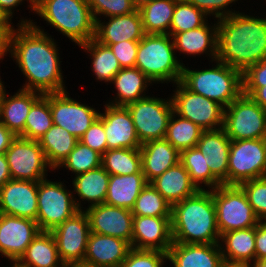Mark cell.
Instances as JSON below:
<instances>
[{"label": "cell", "instance_id": "1", "mask_svg": "<svg viewBox=\"0 0 266 267\" xmlns=\"http://www.w3.org/2000/svg\"><path fill=\"white\" fill-rule=\"evenodd\" d=\"M18 22L11 36L10 58L26 78L20 88L42 94L66 91L57 39L31 17L20 15Z\"/></svg>", "mask_w": 266, "mask_h": 267}, {"label": "cell", "instance_id": "2", "mask_svg": "<svg viewBox=\"0 0 266 267\" xmlns=\"http://www.w3.org/2000/svg\"><path fill=\"white\" fill-rule=\"evenodd\" d=\"M249 12L217 19V60L242 73L266 58V13Z\"/></svg>", "mask_w": 266, "mask_h": 267}, {"label": "cell", "instance_id": "3", "mask_svg": "<svg viewBox=\"0 0 266 267\" xmlns=\"http://www.w3.org/2000/svg\"><path fill=\"white\" fill-rule=\"evenodd\" d=\"M171 232L173 242L176 243L220 242L211 190H198L194 195L172 205Z\"/></svg>", "mask_w": 266, "mask_h": 267}, {"label": "cell", "instance_id": "4", "mask_svg": "<svg viewBox=\"0 0 266 267\" xmlns=\"http://www.w3.org/2000/svg\"><path fill=\"white\" fill-rule=\"evenodd\" d=\"M34 14L75 46L95 37L96 21L88 0H40L34 6Z\"/></svg>", "mask_w": 266, "mask_h": 267}, {"label": "cell", "instance_id": "5", "mask_svg": "<svg viewBox=\"0 0 266 267\" xmlns=\"http://www.w3.org/2000/svg\"><path fill=\"white\" fill-rule=\"evenodd\" d=\"M185 65L180 82L188 90L211 99L224 108L243 93L242 72L238 69L217 59L209 61V68L205 69L189 68V64Z\"/></svg>", "mask_w": 266, "mask_h": 267}, {"label": "cell", "instance_id": "6", "mask_svg": "<svg viewBox=\"0 0 266 267\" xmlns=\"http://www.w3.org/2000/svg\"><path fill=\"white\" fill-rule=\"evenodd\" d=\"M154 84H176L181 80L183 64L169 34H145L139 41L136 64Z\"/></svg>", "mask_w": 266, "mask_h": 267}, {"label": "cell", "instance_id": "7", "mask_svg": "<svg viewBox=\"0 0 266 267\" xmlns=\"http://www.w3.org/2000/svg\"><path fill=\"white\" fill-rule=\"evenodd\" d=\"M64 182L65 180L54 181L48 177L38 182L36 222L41 231L51 232L79 211L74 202L71 184L68 185L71 189H68Z\"/></svg>", "mask_w": 266, "mask_h": 267}, {"label": "cell", "instance_id": "8", "mask_svg": "<svg viewBox=\"0 0 266 267\" xmlns=\"http://www.w3.org/2000/svg\"><path fill=\"white\" fill-rule=\"evenodd\" d=\"M220 235L248 229L259 224L243 189L238 185H220L211 190Z\"/></svg>", "mask_w": 266, "mask_h": 267}, {"label": "cell", "instance_id": "9", "mask_svg": "<svg viewBox=\"0 0 266 267\" xmlns=\"http://www.w3.org/2000/svg\"><path fill=\"white\" fill-rule=\"evenodd\" d=\"M126 107L131 114L141 144L165 138L168 121L173 113L170 95L162 98L150 94L143 99L129 103Z\"/></svg>", "mask_w": 266, "mask_h": 267}, {"label": "cell", "instance_id": "10", "mask_svg": "<svg viewBox=\"0 0 266 267\" xmlns=\"http://www.w3.org/2000/svg\"><path fill=\"white\" fill-rule=\"evenodd\" d=\"M170 97L173 112L190 120L204 131L223 128L225 108L211 99L188 90L180 81L174 84Z\"/></svg>", "mask_w": 266, "mask_h": 267}, {"label": "cell", "instance_id": "11", "mask_svg": "<svg viewBox=\"0 0 266 267\" xmlns=\"http://www.w3.org/2000/svg\"><path fill=\"white\" fill-rule=\"evenodd\" d=\"M223 129L233 141L263 138L266 110L242 93L225 108Z\"/></svg>", "mask_w": 266, "mask_h": 267}, {"label": "cell", "instance_id": "12", "mask_svg": "<svg viewBox=\"0 0 266 267\" xmlns=\"http://www.w3.org/2000/svg\"><path fill=\"white\" fill-rule=\"evenodd\" d=\"M266 176V146L263 138L230 143L227 185Z\"/></svg>", "mask_w": 266, "mask_h": 267}, {"label": "cell", "instance_id": "13", "mask_svg": "<svg viewBox=\"0 0 266 267\" xmlns=\"http://www.w3.org/2000/svg\"><path fill=\"white\" fill-rule=\"evenodd\" d=\"M12 179L39 182L56 173L48 164L38 140L16 136L5 152Z\"/></svg>", "mask_w": 266, "mask_h": 267}, {"label": "cell", "instance_id": "14", "mask_svg": "<svg viewBox=\"0 0 266 267\" xmlns=\"http://www.w3.org/2000/svg\"><path fill=\"white\" fill-rule=\"evenodd\" d=\"M81 101L72 98L67 90L50 93L53 124L64 128L78 140L100 114V109Z\"/></svg>", "mask_w": 266, "mask_h": 267}, {"label": "cell", "instance_id": "15", "mask_svg": "<svg viewBox=\"0 0 266 267\" xmlns=\"http://www.w3.org/2000/svg\"><path fill=\"white\" fill-rule=\"evenodd\" d=\"M51 233L63 263H83L90 234L89 219L84 210L76 212Z\"/></svg>", "mask_w": 266, "mask_h": 267}, {"label": "cell", "instance_id": "16", "mask_svg": "<svg viewBox=\"0 0 266 267\" xmlns=\"http://www.w3.org/2000/svg\"><path fill=\"white\" fill-rule=\"evenodd\" d=\"M40 231L35 220L0 213V255L17 261Z\"/></svg>", "mask_w": 266, "mask_h": 267}, {"label": "cell", "instance_id": "17", "mask_svg": "<svg viewBox=\"0 0 266 267\" xmlns=\"http://www.w3.org/2000/svg\"><path fill=\"white\" fill-rule=\"evenodd\" d=\"M105 104V105H104ZM99 118L103 121L107 150L135 149L141 143L137 137L131 114L126 106H114L103 103Z\"/></svg>", "mask_w": 266, "mask_h": 267}, {"label": "cell", "instance_id": "18", "mask_svg": "<svg viewBox=\"0 0 266 267\" xmlns=\"http://www.w3.org/2000/svg\"><path fill=\"white\" fill-rule=\"evenodd\" d=\"M38 182L10 179L0 188V213L37 218Z\"/></svg>", "mask_w": 266, "mask_h": 267}, {"label": "cell", "instance_id": "19", "mask_svg": "<svg viewBox=\"0 0 266 267\" xmlns=\"http://www.w3.org/2000/svg\"><path fill=\"white\" fill-rule=\"evenodd\" d=\"M84 211L89 219L90 232L118 237L131 244L133 233L131 210L102 203Z\"/></svg>", "mask_w": 266, "mask_h": 267}, {"label": "cell", "instance_id": "20", "mask_svg": "<svg viewBox=\"0 0 266 267\" xmlns=\"http://www.w3.org/2000/svg\"><path fill=\"white\" fill-rule=\"evenodd\" d=\"M213 20L214 23L208 20L201 27L176 33L172 37L176 54L183 65V60L179 57L181 54L184 59L185 56L196 58V56L202 57L203 55L209 61L217 59L218 22L217 19Z\"/></svg>", "mask_w": 266, "mask_h": 267}, {"label": "cell", "instance_id": "21", "mask_svg": "<svg viewBox=\"0 0 266 267\" xmlns=\"http://www.w3.org/2000/svg\"><path fill=\"white\" fill-rule=\"evenodd\" d=\"M172 244L171 217L133 216L132 248L168 253Z\"/></svg>", "mask_w": 266, "mask_h": 267}, {"label": "cell", "instance_id": "22", "mask_svg": "<svg viewBox=\"0 0 266 267\" xmlns=\"http://www.w3.org/2000/svg\"><path fill=\"white\" fill-rule=\"evenodd\" d=\"M107 20V21H106ZM145 36L139 10L96 20L94 39L110 46L122 41H140Z\"/></svg>", "mask_w": 266, "mask_h": 267}, {"label": "cell", "instance_id": "23", "mask_svg": "<svg viewBox=\"0 0 266 267\" xmlns=\"http://www.w3.org/2000/svg\"><path fill=\"white\" fill-rule=\"evenodd\" d=\"M131 248L124 239L90 232L83 263L91 267H120Z\"/></svg>", "mask_w": 266, "mask_h": 267}, {"label": "cell", "instance_id": "24", "mask_svg": "<svg viewBox=\"0 0 266 267\" xmlns=\"http://www.w3.org/2000/svg\"><path fill=\"white\" fill-rule=\"evenodd\" d=\"M167 254L168 262L172 267H221L224 261L219 243L173 242Z\"/></svg>", "mask_w": 266, "mask_h": 267}, {"label": "cell", "instance_id": "25", "mask_svg": "<svg viewBox=\"0 0 266 267\" xmlns=\"http://www.w3.org/2000/svg\"><path fill=\"white\" fill-rule=\"evenodd\" d=\"M110 84V86L115 88V91L112 90L113 93H115L112 94L113 97H111V99L109 98L105 103L114 106H126L131 102L149 96L150 93L148 91L152 88L151 85L153 86L154 82L137 67H131L121 68L113 77Z\"/></svg>", "mask_w": 266, "mask_h": 267}, {"label": "cell", "instance_id": "26", "mask_svg": "<svg viewBox=\"0 0 266 267\" xmlns=\"http://www.w3.org/2000/svg\"><path fill=\"white\" fill-rule=\"evenodd\" d=\"M110 174L102 167L72 177L74 202L78 210L104 203ZM78 196V197H77ZM83 201V202H82ZM88 203L87 207H83Z\"/></svg>", "mask_w": 266, "mask_h": 267}, {"label": "cell", "instance_id": "27", "mask_svg": "<svg viewBox=\"0 0 266 267\" xmlns=\"http://www.w3.org/2000/svg\"><path fill=\"white\" fill-rule=\"evenodd\" d=\"M231 140L223 128L201 133L196 147L207 154V164L211 174L222 184L227 185L228 158Z\"/></svg>", "mask_w": 266, "mask_h": 267}, {"label": "cell", "instance_id": "28", "mask_svg": "<svg viewBox=\"0 0 266 267\" xmlns=\"http://www.w3.org/2000/svg\"><path fill=\"white\" fill-rule=\"evenodd\" d=\"M7 91L0 110V122L15 136L25 127L26 118L32 105L43 95L40 92L19 88L13 95Z\"/></svg>", "mask_w": 266, "mask_h": 267}, {"label": "cell", "instance_id": "29", "mask_svg": "<svg viewBox=\"0 0 266 267\" xmlns=\"http://www.w3.org/2000/svg\"><path fill=\"white\" fill-rule=\"evenodd\" d=\"M140 152L142 172L148 183L180 162V152L165 138L143 143Z\"/></svg>", "mask_w": 266, "mask_h": 267}, {"label": "cell", "instance_id": "30", "mask_svg": "<svg viewBox=\"0 0 266 267\" xmlns=\"http://www.w3.org/2000/svg\"><path fill=\"white\" fill-rule=\"evenodd\" d=\"M150 183L171 205L194 195L198 191L191 182L188 171L180 162L167 169Z\"/></svg>", "mask_w": 266, "mask_h": 267}, {"label": "cell", "instance_id": "31", "mask_svg": "<svg viewBox=\"0 0 266 267\" xmlns=\"http://www.w3.org/2000/svg\"><path fill=\"white\" fill-rule=\"evenodd\" d=\"M147 183L143 173L110 175L104 203L131 210L138 195Z\"/></svg>", "mask_w": 266, "mask_h": 267}, {"label": "cell", "instance_id": "32", "mask_svg": "<svg viewBox=\"0 0 266 267\" xmlns=\"http://www.w3.org/2000/svg\"><path fill=\"white\" fill-rule=\"evenodd\" d=\"M223 260L227 262H255V227L223 233L219 242Z\"/></svg>", "mask_w": 266, "mask_h": 267}, {"label": "cell", "instance_id": "33", "mask_svg": "<svg viewBox=\"0 0 266 267\" xmlns=\"http://www.w3.org/2000/svg\"><path fill=\"white\" fill-rule=\"evenodd\" d=\"M22 267H62L51 232L40 231L17 260Z\"/></svg>", "mask_w": 266, "mask_h": 267}, {"label": "cell", "instance_id": "34", "mask_svg": "<svg viewBox=\"0 0 266 267\" xmlns=\"http://www.w3.org/2000/svg\"><path fill=\"white\" fill-rule=\"evenodd\" d=\"M79 48L88 54L87 58L91 60V71L97 82H103L110 85L113 77L121 69L118 59L113 54L110 47L100 44L95 39H91Z\"/></svg>", "mask_w": 266, "mask_h": 267}, {"label": "cell", "instance_id": "35", "mask_svg": "<svg viewBox=\"0 0 266 267\" xmlns=\"http://www.w3.org/2000/svg\"><path fill=\"white\" fill-rule=\"evenodd\" d=\"M78 141L71 133L55 124L38 140L48 164L54 171L70 154Z\"/></svg>", "mask_w": 266, "mask_h": 267}, {"label": "cell", "instance_id": "36", "mask_svg": "<svg viewBox=\"0 0 266 267\" xmlns=\"http://www.w3.org/2000/svg\"><path fill=\"white\" fill-rule=\"evenodd\" d=\"M207 157L196 146L180 152V163L188 171L191 182L198 190H212L222 185L211 174Z\"/></svg>", "mask_w": 266, "mask_h": 267}, {"label": "cell", "instance_id": "37", "mask_svg": "<svg viewBox=\"0 0 266 267\" xmlns=\"http://www.w3.org/2000/svg\"><path fill=\"white\" fill-rule=\"evenodd\" d=\"M178 0H153L139 9L145 34H169Z\"/></svg>", "mask_w": 266, "mask_h": 267}, {"label": "cell", "instance_id": "38", "mask_svg": "<svg viewBox=\"0 0 266 267\" xmlns=\"http://www.w3.org/2000/svg\"><path fill=\"white\" fill-rule=\"evenodd\" d=\"M102 167L110 175L143 173L140 148L107 150L102 155Z\"/></svg>", "mask_w": 266, "mask_h": 267}, {"label": "cell", "instance_id": "39", "mask_svg": "<svg viewBox=\"0 0 266 267\" xmlns=\"http://www.w3.org/2000/svg\"><path fill=\"white\" fill-rule=\"evenodd\" d=\"M204 130L174 112L171 114L165 139L179 152L195 147Z\"/></svg>", "mask_w": 266, "mask_h": 267}, {"label": "cell", "instance_id": "40", "mask_svg": "<svg viewBox=\"0 0 266 267\" xmlns=\"http://www.w3.org/2000/svg\"><path fill=\"white\" fill-rule=\"evenodd\" d=\"M53 126L50 93L43 94L31 107L20 137L39 140Z\"/></svg>", "mask_w": 266, "mask_h": 267}, {"label": "cell", "instance_id": "41", "mask_svg": "<svg viewBox=\"0 0 266 267\" xmlns=\"http://www.w3.org/2000/svg\"><path fill=\"white\" fill-rule=\"evenodd\" d=\"M172 205L152 186L151 183L142 189L134 207L133 216L171 217Z\"/></svg>", "mask_w": 266, "mask_h": 267}, {"label": "cell", "instance_id": "42", "mask_svg": "<svg viewBox=\"0 0 266 267\" xmlns=\"http://www.w3.org/2000/svg\"><path fill=\"white\" fill-rule=\"evenodd\" d=\"M100 166H102V155L78 141L74 149L55 170L64 168L73 174L70 175L72 178L74 175L85 173Z\"/></svg>", "mask_w": 266, "mask_h": 267}, {"label": "cell", "instance_id": "43", "mask_svg": "<svg viewBox=\"0 0 266 267\" xmlns=\"http://www.w3.org/2000/svg\"><path fill=\"white\" fill-rule=\"evenodd\" d=\"M208 17L186 0H178L170 24V35L173 37L176 33L201 27L208 21Z\"/></svg>", "mask_w": 266, "mask_h": 267}, {"label": "cell", "instance_id": "44", "mask_svg": "<svg viewBox=\"0 0 266 267\" xmlns=\"http://www.w3.org/2000/svg\"><path fill=\"white\" fill-rule=\"evenodd\" d=\"M260 221H266V176L245 181L239 185Z\"/></svg>", "mask_w": 266, "mask_h": 267}, {"label": "cell", "instance_id": "45", "mask_svg": "<svg viewBox=\"0 0 266 267\" xmlns=\"http://www.w3.org/2000/svg\"><path fill=\"white\" fill-rule=\"evenodd\" d=\"M167 261L165 252L131 248L120 267H164Z\"/></svg>", "mask_w": 266, "mask_h": 267}, {"label": "cell", "instance_id": "46", "mask_svg": "<svg viewBox=\"0 0 266 267\" xmlns=\"http://www.w3.org/2000/svg\"><path fill=\"white\" fill-rule=\"evenodd\" d=\"M88 4L95 21L133 13L137 10L131 0H88Z\"/></svg>", "mask_w": 266, "mask_h": 267}, {"label": "cell", "instance_id": "47", "mask_svg": "<svg viewBox=\"0 0 266 267\" xmlns=\"http://www.w3.org/2000/svg\"><path fill=\"white\" fill-rule=\"evenodd\" d=\"M188 3H191L196 8L202 10L207 16H209V20L212 19H220L227 16H230L240 10H236L235 8H231L232 5H239V0H186ZM241 1V0H240ZM232 4V5H231ZM231 8V9H230Z\"/></svg>", "mask_w": 266, "mask_h": 267}, {"label": "cell", "instance_id": "48", "mask_svg": "<svg viewBox=\"0 0 266 267\" xmlns=\"http://www.w3.org/2000/svg\"><path fill=\"white\" fill-rule=\"evenodd\" d=\"M80 142L103 155L107 151L103 121L98 117L79 139Z\"/></svg>", "mask_w": 266, "mask_h": 267}, {"label": "cell", "instance_id": "49", "mask_svg": "<svg viewBox=\"0 0 266 267\" xmlns=\"http://www.w3.org/2000/svg\"><path fill=\"white\" fill-rule=\"evenodd\" d=\"M139 41H122L109 47L118 59L121 68L135 67Z\"/></svg>", "mask_w": 266, "mask_h": 267}, {"label": "cell", "instance_id": "50", "mask_svg": "<svg viewBox=\"0 0 266 267\" xmlns=\"http://www.w3.org/2000/svg\"><path fill=\"white\" fill-rule=\"evenodd\" d=\"M243 93L266 110V82H243Z\"/></svg>", "mask_w": 266, "mask_h": 267}, {"label": "cell", "instance_id": "51", "mask_svg": "<svg viewBox=\"0 0 266 267\" xmlns=\"http://www.w3.org/2000/svg\"><path fill=\"white\" fill-rule=\"evenodd\" d=\"M243 82H266V58L242 73Z\"/></svg>", "mask_w": 266, "mask_h": 267}, {"label": "cell", "instance_id": "52", "mask_svg": "<svg viewBox=\"0 0 266 267\" xmlns=\"http://www.w3.org/2000/svg\"><path fill=\"white\" fill-rule=\"evenodd\" d=\"M266 259V221L255 226V260Z\"/></svg>", "mask_w": 266, "mask_h": 267}, {"label": "cell", "instance_id": "53", "mask_svg": "<svg viewBox=\"0 0 266 267\" xmlns=\"http://www.w3.org/2000/svg\"><path fill=\"white\" fill-rule=\"evenodd\" d=\"M15 27H0V63L10 57L11 36Z\"/></svg>", "mask_w": 266, "mask_h": 267}, {"label": "cell", "instance_id": "54", "mask_svg": "<svg viewBox=\"0 0 266 267\" xmlns=\"http://www.w3.org/2000/svg\"><path fill=\"white\" fill-rule=\"evenodd\" d=\"M25 1L28 4L27 5L28 10L30 9L31 13L34 14V5L31 2V0H0V8L12 20V18H14L15 13L20 10V9H18V7L21 6V5H23V3L25 4ZM14 11H16V12H14Z\"/></svg>", "mask_w": 266, "mask_h": 267}, {"label": "cell", "instance_id": "55", "mask_svg": "<svg viewBox=\"0 0 266 267\" xmlns=\"http://www.w3.org/2000/svg\"><path fill=\"white\" fill-rule=\"evenodd\" d=\"M16 136L0 122V154H4Z\"/></svg>", "mask_w": 266, "mask_h": 267}, {"label": "cell", "instance_id": "56", "mask_svg": "<svg viewBox=\"0 0 266 267\" xmlns=\"http://www.w3.org/2000/svg\"><path fill=\"white\" fill-rule=\"evenodd\" d=\"M11 178L5 153L0 154V188Z\"/></svg>", "mask_w": 266, "mask_h": 267}, {"label": "cell", "instance_id": "57", "mask_svg": "<svg viewBox=\"0 0 266 267\" xmlns=\"http://www.w3.org/2000/svg\"><path fill=\"white\" fill-rule=\"evenodd\" d=\"M9 16L0 8V27H15Z\"/></svg>", "mask_w": 266, "mask_h": 267}, {"label": "cell", "instance_id": "58", "mask_svg": "<svg viewBox=\"0 0 266 267\" xmlns=\"http://www.w3.org/2000/svg\"><path fill=\"white\" fill-rule=\"evenodd\" d=\"M221 267H253L249 263L227 262L223 261Z\"/></svg>", "mask_w": 266, "mask_h": 267}, {"label": "cell", "instance_id": "59", "mask_svg": "<svg viewBox=\"0 0 266 267\" xmlns=\"http://www.w3.org/2000/svg\"><path fill=\"white\" fill-rule=\"evenodd\" d=\"M6 87L7 86H5V82L2 80V78L0 76V110H1V106H2V101H3L4 95L7 92Z\"/></svg>", "mask_w": 266, "mask_h": 267}, {"label": "cell", "instance_id": "60", "mask_svg": "<svg viewBox=\"0 0 266 267\" xmlns=\"http://www.w3.org/2000/svg\"><path fill=\"white\" fill-rule=\"evenodd\" d=\"M153 0H131L134 7L139 10L142 6L151 3Z\"/></svg>", "mask_w": 266, "mask_h": 267}, {"label": "cell", "instance_id": "61", "mask_svg": "<svg viewBox=\"0 0 266 267\" xmlns=\"http://www.w3.org/2000/svg\"><path fill=\"white\" fill-rule=\"evenodd\" d=\"M62 267H91L84 263H63Z\"/></svg>", "mask_w": 266, "mask_h": 267}, {"label": "cell", "instance_id": "62", "mask_svg": "<svg viewBox=\"0 0 266 267\" xmlns=\"http://www.w3.org/2000/svg\"><path fill=\"white\" fill-rule=\"evenodd\" d=\"M253 267H266V259L263 260H255L252 264Z\"/></svg>", "mask_w": 266, "mask_h": 267}, {"label": "cell", "instance_id": "63", "mask_svg": "<svg viewBox=\"0 0 266 267\" xmlns=\"http://www.w3.org/2000/svg\"><path fill=\"white\" fill-rule=\"evenodd\" d=\"M9 264L8 266H0V267H22L17 261H9Z\"/></svg>", "mask_w": 266, "mask_h": 267}, {"label": "cell", "instance_id": "64", "mask_svg": "<svg viewBox=\"0 0 266 267\" xmlns=\"http://www.w3.org/2000/svg\"><path fill=\"white\" fill-rule=\"evenodd\" d=\"M40 0H31V2L33 3V5L35 6Z\"/></svg>", "mask_w": 266, "mask_h": 267}, {"label": "cell", "instance_id": "65", "mask_svg": "<svg viewBox=\"0 0 266 267\" xmlns=\"http://www.w3.org/2000/svg\"><path fill=\"white\" fill-rule=\"evenodd\" d=\"M263 139H264L265 146H266V132H265V134H264V137H263Z\"/></svg>", "mask_w": 266, "mask_h": 267}]
</instances>
